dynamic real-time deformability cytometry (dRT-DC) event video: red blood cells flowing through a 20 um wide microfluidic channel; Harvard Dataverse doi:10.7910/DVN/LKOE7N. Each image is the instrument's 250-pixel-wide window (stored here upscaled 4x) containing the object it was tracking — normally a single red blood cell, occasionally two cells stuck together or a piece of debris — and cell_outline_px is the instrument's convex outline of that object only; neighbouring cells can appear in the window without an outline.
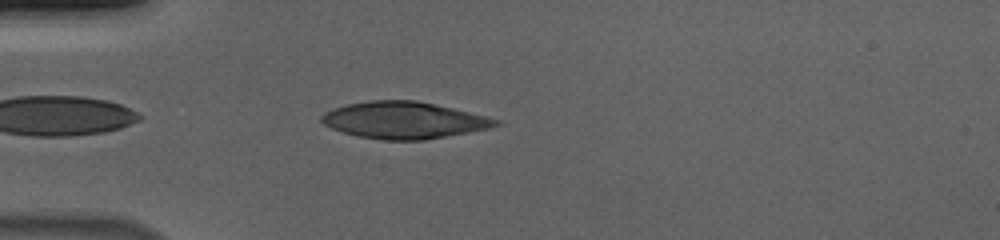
{"species": "human", "species_latin": "Homo sapiens", "temperature_condition": "cold", "stored_images_in_passage": 40, "camera_frame_rate_fps": 3000, "um_per_image_px": 0.085, "donor": {"sex": "male"}, "frame": {"image": 1, "passage_image": 3, "time_ms": 0.667, "image_size_px": [1000, 240], "cell_outline_px": [[504, 124], [488, 128], [424, 140], [384, 140], [360, 136], [344, 132], [332, 128], [324, 124], [320, 120], [320, 116], [324, 112], [332, 108], [348, 104], [368, 100], [416, 100], [452, 108], [500, 120]], "centroid_in_image_um": [34.3, 10.21], "position_along_channel_um": 50.7, "area_um2": 37.05}}
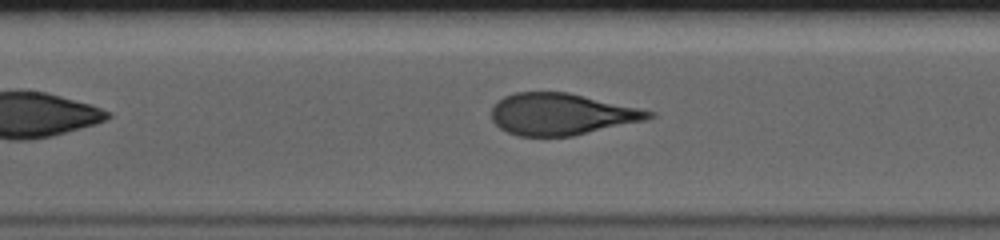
{"frame": {"image": 2, "passage_image": 13, "time_ms": 4.0, "image_size_px": [1000, 240], "cell_outline_px": [[656, 116], [648, 120], [572, 136], [516, 136], [500, 128], [492, 120], [492, 108], [504, 96], [516, 92], [568, 92], [656, 112]], "centroid_in_image_um": [47.75, 9.71], "position_along_channel_um": 159.6, "area_um2": 38.15}}
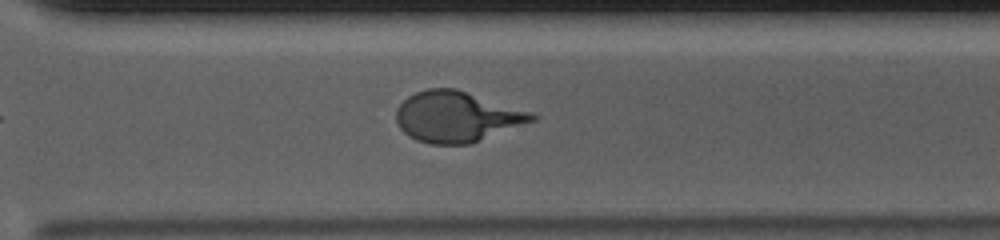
{"frame": {"image": 3, "passage_image": 27, "time_ms": 8.667, "image_size_px": [1000, 240], "cell_outline_px": [[540, 116], [536, 120], [472, 144], [428, 144], [416, 140], [408, 136], [400, 128], [396, 120], [396, 108], [408, 96], [416, 92], [428, 88], [456, 88]], "centroid_in_image_um": [38.79, 9.94], "position_along_channel_um": 331.8, "area_um2": 39.94}, "authors_computed_cell_mechanics": {"area_um2": 39.1306, "velocity_mm_per_s": 3.696, "shape_relaxation_time_tau1_ms": 3.7829, "shape_relaxation_time_tau2_ms": null, "deformation_change_tau1": 0.1841, "deformation_change_tau2": null}}